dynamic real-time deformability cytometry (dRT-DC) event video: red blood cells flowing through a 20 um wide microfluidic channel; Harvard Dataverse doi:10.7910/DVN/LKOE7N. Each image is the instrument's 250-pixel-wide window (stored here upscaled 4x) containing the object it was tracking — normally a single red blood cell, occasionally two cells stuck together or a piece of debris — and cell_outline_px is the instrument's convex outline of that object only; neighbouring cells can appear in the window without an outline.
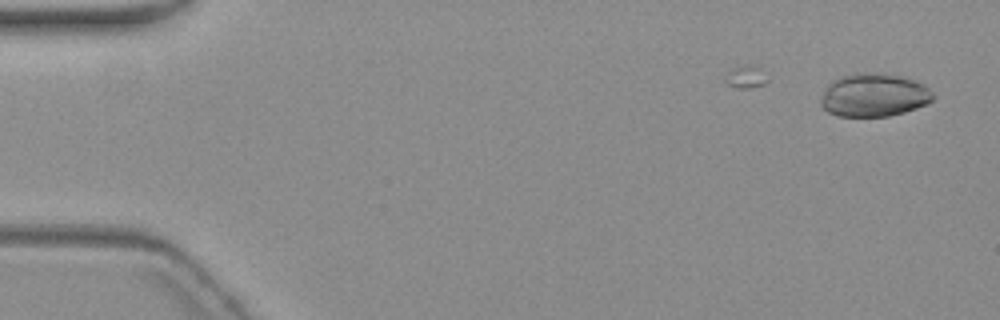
{"species": "common noctule bat (a hibernating species)", "species_latin": "Nyctalus noctula", "temperature_condition": "warm", "stored_images_in_passage": 3, "camera_frame_rate_fps": 3000, "um_per_image_px": 0.085, "animal": {"sex": "female", "body_mass_g": 19.3, "forearm_length_mm": 54.1}, "frame": {"image": 1, "passage_image": 3, "time_ms": 2.667, "image_size_px": [1000, 320], "cell_outline_px": [[936, 96], [928, 104], [904, 112], [888, 116], [836, 116], [828, 112], [820, 104], [820, 100], [828, 84], [832, 80], [840, 76], [864, 72], [880, 72], [900, 76], [912, 80], [928, 88]], "centroid_in_image_um": [74.27, 8.08], "position_along_channel_um": 10.7, "area_um2": 28.26}}